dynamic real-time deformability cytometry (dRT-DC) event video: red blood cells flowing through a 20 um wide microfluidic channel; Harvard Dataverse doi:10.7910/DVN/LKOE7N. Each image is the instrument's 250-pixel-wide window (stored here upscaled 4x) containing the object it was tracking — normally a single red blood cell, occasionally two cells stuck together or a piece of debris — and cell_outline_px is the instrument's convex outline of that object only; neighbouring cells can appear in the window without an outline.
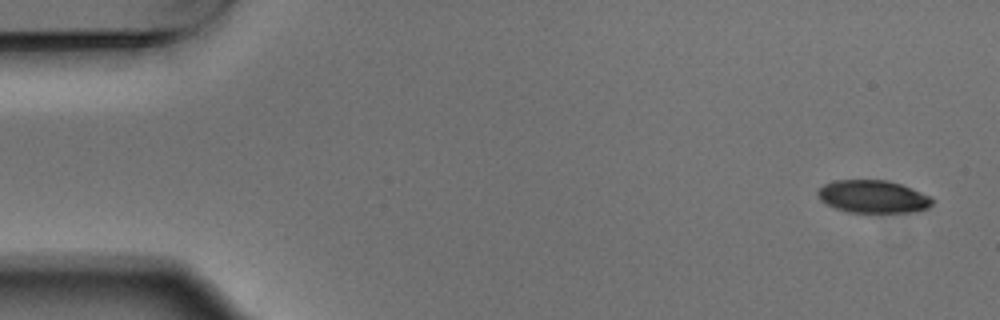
{"species": "Egyptian fruit bat (a non-hibernating species)", "species_latin": "Rousettus aegyptiacus", "temperature_condition": "warm", "stored_images_in_passage": 6, "camera_frame_rate_fps": 3000, "um_per_image_px": 0.085, "animal": {"sex": "male"}, "frame": {"image": 1, "passage_image": 1, "time_ms": 0.0, "image_size_px": [1000, 320], "cell_outline_px": [[932, 204], [928, 208], [912, 212], [848, 212], [836, 208], [820, 200], [816, 192], [824, 184], [832, 180], [888, 180], [912, 188], [932, 196]], "centroid_in_image_um": [74.21, 16.7], "position_along_channel_um": 10.8, "area_um2": 21.85}}
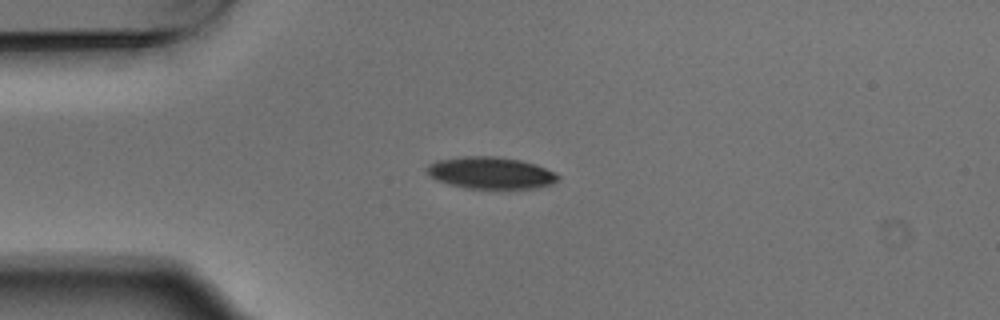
{"frame": {"image": 2, "passage_image": 4, "time_ms": 1.0, "image_size_px": [1000, 320], "cell_outline_px": [[560, 176], [552, 184], [532, 188], [504, 192], [464, 188], [448, 184], [436, 180], [428, 176], [424, 172], [424, 168], [428, 164], [436, 160], [460, 156], [496, 156], [520, 160], [536, 164], [556, 172]], "centroid_in_image_um": [41.67, 14.73], "position_along_channel_um": 43.3, "area_um2": 25.66}}
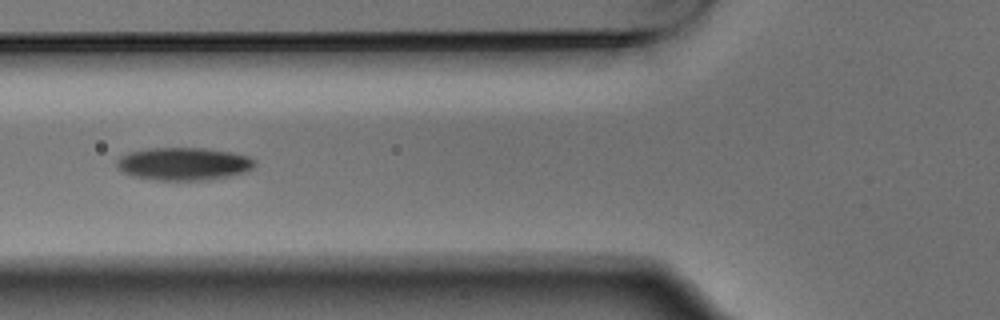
{"frame": {"image": 3, "passage_image": 6, "time_ms": 1.667, "image_size_px": [1000, 320], "cell_outline_px": [[256, 164], [248, 172], [212, 180], [152, 180], [132, 176], [120, 172], [116, 168], [116, 160], [120, 156], [128, 152], [144, 148], [204, 148], [232, 152], [248, 156], [256, 160]], "centroid_in_image_um": [15.59, 13.93], "position_along_channel_um": 110.2, "area_um2": 26.99}}